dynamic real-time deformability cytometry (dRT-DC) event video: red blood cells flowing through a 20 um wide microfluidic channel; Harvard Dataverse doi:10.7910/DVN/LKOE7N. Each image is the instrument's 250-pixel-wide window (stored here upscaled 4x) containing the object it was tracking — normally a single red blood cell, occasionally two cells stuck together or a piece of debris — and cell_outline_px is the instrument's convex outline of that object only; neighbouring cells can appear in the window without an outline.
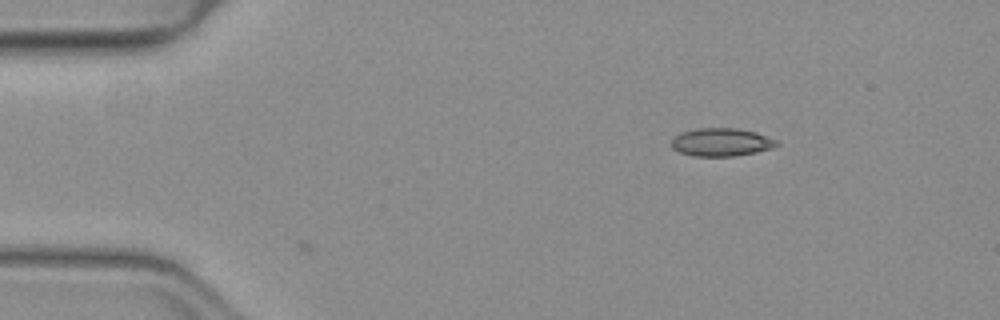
{"species": "common noctule bat (a hibernating species)", "species_latin": "Nyctalus noctula", "temperature_condition": "warm", "stored_images_in_passage": 3, "camera_frame_rate_fps": 3000, "um_per_image_px": 0.085, "animal": {"sex": "female", "body_mass_g": 19.3, "forearm_length_mm": 54.1}, "frame": {"image": 1, "passage_image": 1, "time_ms": 0.0, "image_size_px": [1000, 320], "cell_outline_px": [[780, 144], [772, 148], [756, 152], [732, 156], [692, 156], [680, 152], [672, 148], [672, 136], [680, 132], [696, 128], [736, 128], [756, 132], [776, 140]], "centroid_in_image_um": [61.28, 12.08], "position_along_channel_um": 23.7, "area_um2": 17.28}}